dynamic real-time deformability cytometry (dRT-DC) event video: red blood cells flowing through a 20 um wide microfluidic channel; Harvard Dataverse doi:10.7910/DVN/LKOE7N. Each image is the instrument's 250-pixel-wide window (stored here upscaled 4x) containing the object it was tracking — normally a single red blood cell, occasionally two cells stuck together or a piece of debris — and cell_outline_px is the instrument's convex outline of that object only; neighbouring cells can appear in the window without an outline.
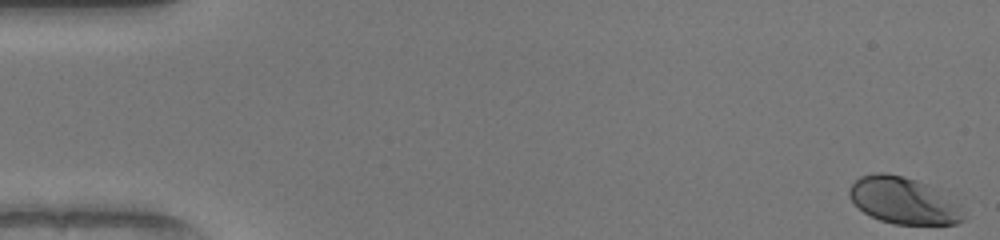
{"species": "human", "species_latin": "Homo sapiens", "temperature_condition": "warm", "stored_images_in_passage": 51, "camera_frame_rate_fps": 3000, "um_per_image_px": 0.085, "donor": {"sex": "female"}, "frame": {"image": 1, "passage_image": 1, "time_ms": 0.0, "image_size_px": [1000, 240], "cell_outline_px": [[964, 220], [956, 224], [896, 224], [880, 220], [864, 212], [852, 200], [848, 192], [848, 188], [860, 176], [876, 172], [884, 172], [904, 176], [928, 184], [956, 204]], "centroid_in_image_um": [76.73, 17.03], "position_along_channel_um": 8.3, "area_um2": 30.4}}
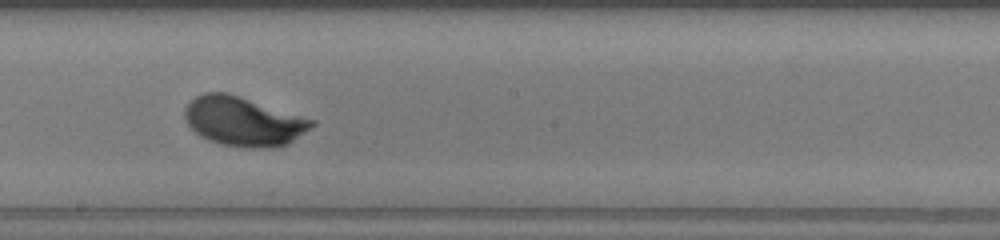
{"frame": {"image": 2, "passage_image": 29, "time_ms": 9.333, "image_size_px": [1000, 240], "cell_outline_px": [[316, 124], [288, 144], [264, 148], [252, 148], [220, 144], [208, 140], [200, 136], [188, 124], [184, 116], [184, 108], [196, 96], [204, 92], [228, 92], [316, 120]], "centroid_in_image_um": [20.69, 10.3], "position_along_channel_um": 227.5, "area_um2": 36.41}}
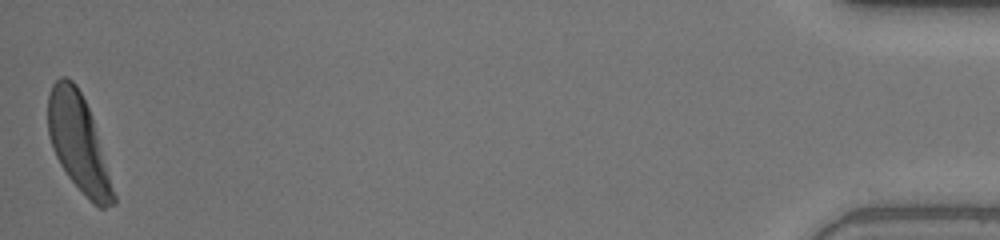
{"frame": {"image": 3, "passage_image": 51, "time_ms": 16.667, "image_size_px": [1000, 240], "cell_outline_px": [[116, 204], [104, 208], [100, 208], [68, 176], [60, 164], [52, 148], [48, 136], [48, 96], [52, 84], [60, 76], [64, 76], [72, 80], [76, 84], [92, 116], [116, 196]], "centroid_in_image_um": [6.66, 12.1], "position_along_channel_um": 428.5, "area_um2": 36.3}, "authors_computed_cell_mechanics": {"area_um2": 35.3158, "velocity_mm_per_s": 4.065, "shape_relaxation_time_tau1_ms": 1.8628, "shape_relaxation_time_tau2_ms": null, "deformation_change_tau1": 0.1536, "deformation_change_tau2": null}}